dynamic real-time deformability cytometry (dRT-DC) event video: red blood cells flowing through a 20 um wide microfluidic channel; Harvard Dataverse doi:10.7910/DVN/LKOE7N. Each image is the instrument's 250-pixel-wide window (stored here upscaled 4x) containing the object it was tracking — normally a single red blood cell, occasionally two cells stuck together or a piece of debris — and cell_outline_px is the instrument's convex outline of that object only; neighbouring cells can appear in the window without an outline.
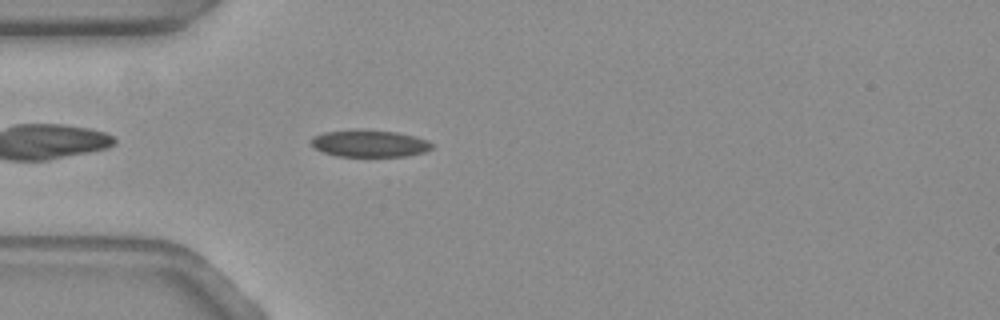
{"species": "common noctule bat (a hibernating species)", "species_latin": "Nyctalus noctula", "temperature_condition": "warm", "stored_images_in_passage": 44, "camera_frame_rate_fps": 3000, "um_per_image_px": 0.085, "animal": {"sex": "female", "body_mass_g": 19.3, "forearm_length_mm": 54.1}, "frame": {"image": 1, "passage_image": 4, "time_ms": 1.0, "image_size_px": [1000, 320], "cell_outline_px": [[432, 148], [424, 152], [404, 156], [336, 156], [324, 152], [316, 148], [312, 144], [312, 136], [324, 132], [356, 128], [396, 132], [428, 140], [432, 144]], "centroid_in_image_um": [31.38, 12.18], "position_along_channel_um": 53.6, "area_um2": 19.02}}
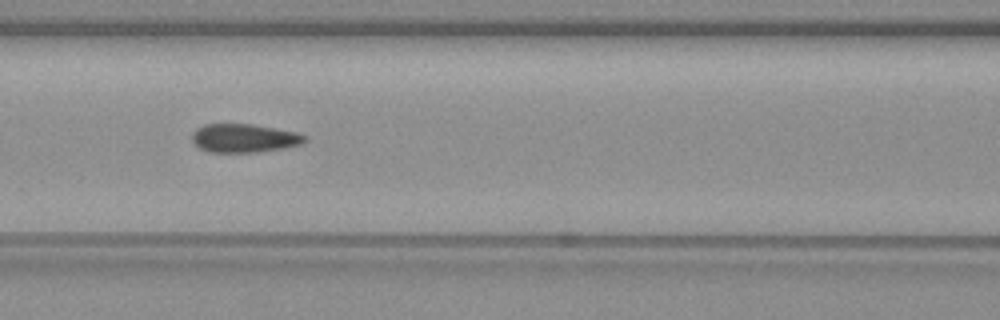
{"frame": {"image": 2, "passage_image": 12, "time_ms": 3.667, "image_size_px": [1000, 320], "cell_outline_px": [[308, 140], [304, 144], [284, 148], [256, 152], [208, 152], [200, 148], [192, 140], [192, 132], [196, 128], [204, 124], [252, 124], [296, 132], [308, 136]], "centroid_in_image_um": [20.78, 11.74], "position_along_channel_um": 145.8, "area_um2": 18.9}}
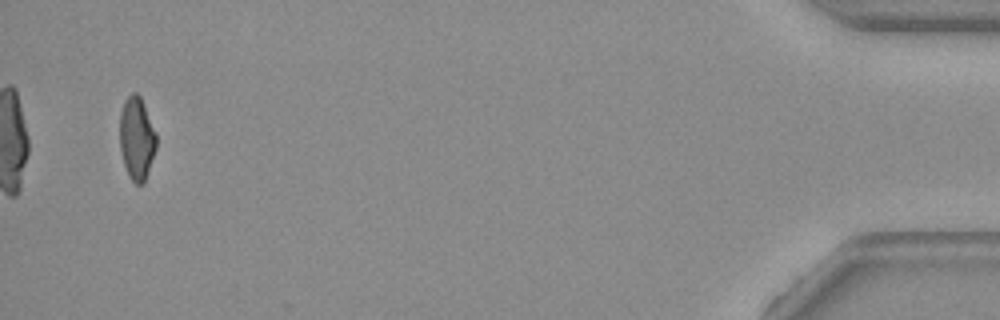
{"frame": {"image": 3, "passage_image": 42, "time_ms": 13.667, "image_size_px": [1000, 320], "cell_outline_px": [[156, 148], [144, 184], [136, 184], [128, 176], [124, 164], [120, 148], [120, 112], [124, 100], [132, 92], [136, 92], [140, 96], [156, 132]], "centroid_in_image_um": [11.62, 11.76], "position_along_channel_um": 423.6, "area_um2": 17.69}, "authors_computed_cell_mechanics": {"area_um2": 18.9584, "velocity_mm_per_s": 3.6864, "shape_relaxation_time_tau1_ms": 9.3169, "shape_relaxation_time_tau2_ms": 1.168, "deformation_change_tau1": 0.2185, "deformation_change_tau2": 0.09}}